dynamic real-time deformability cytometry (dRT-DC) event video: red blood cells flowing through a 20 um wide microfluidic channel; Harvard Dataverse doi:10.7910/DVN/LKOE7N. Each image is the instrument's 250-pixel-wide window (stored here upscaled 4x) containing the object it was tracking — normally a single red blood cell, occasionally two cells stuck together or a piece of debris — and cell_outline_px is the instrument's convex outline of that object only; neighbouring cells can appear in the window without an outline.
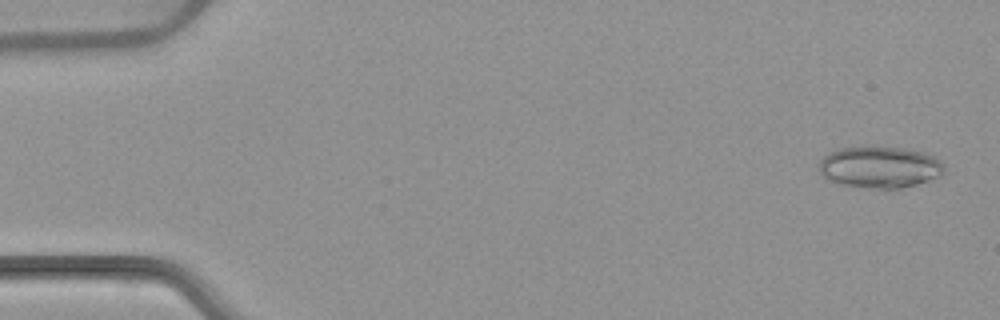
{"species": "common noctule bat (a hibernating species)", "species_latin": "Nyctalus noctula", "temperature_condition": "warm", "stored_images_in_passage": 7, "camera_frame_rate_fps": 3000, "um_per_image_px": 0.085, "animal": {"sex": "female", "body_mass_g": 22.7, "forearm_length_mm": 54.2}, "frame": {"image": 1, "passage_image": 1, "time_ms": 0.0, "image_size_px": [1000, 320], "cell_outline_px": [[944, 172], [940, 176], [916, 184], [900, 188], [868, 188], [844, 184], [828, 180], [820, 172], [820, 160], [828, 152], [840, 148], [872, 144], [912, 148], [936, 156], [944, 164]], "centroid_in_image_um": [74.81, 14.15], "position_along_channel_um": 10.2, "area_um2": 31.1}}